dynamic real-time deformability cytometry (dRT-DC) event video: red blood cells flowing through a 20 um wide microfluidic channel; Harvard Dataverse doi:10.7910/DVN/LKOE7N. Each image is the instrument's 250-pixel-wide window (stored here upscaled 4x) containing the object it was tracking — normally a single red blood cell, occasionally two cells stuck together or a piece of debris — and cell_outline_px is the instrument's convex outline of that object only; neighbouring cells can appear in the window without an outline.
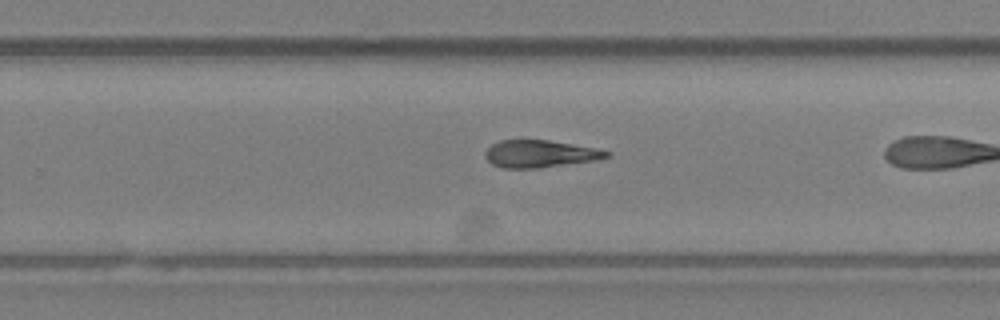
{"species": "Egyptian fruit bat (a non-hibernating species)", "species_latin": "Rousettus aegyptiacus", "temperature_condition": "room temperature", "stored_images_in_passage": 23, "camera_frame_rate_fps": 3000, "um_per_image_px": 0.085, "animal": {"sex": "female"}, "frame": {"image": 1, "passage_image": 17, "time_ms": 5.333, "image_size_px": [1000, 320], "cell_outline_px": [[612, 156], [596, 160], [540, 168], [500, 168], [492, 164], [484, 156], [484, 152], [492, 144], [500, 140], [548, 140], [572, 144], [612, 152]], "centroid_in_image_um": [45.88, 13.08], "position_along_channel_um": 283.9, "area_um2": 19.31}}